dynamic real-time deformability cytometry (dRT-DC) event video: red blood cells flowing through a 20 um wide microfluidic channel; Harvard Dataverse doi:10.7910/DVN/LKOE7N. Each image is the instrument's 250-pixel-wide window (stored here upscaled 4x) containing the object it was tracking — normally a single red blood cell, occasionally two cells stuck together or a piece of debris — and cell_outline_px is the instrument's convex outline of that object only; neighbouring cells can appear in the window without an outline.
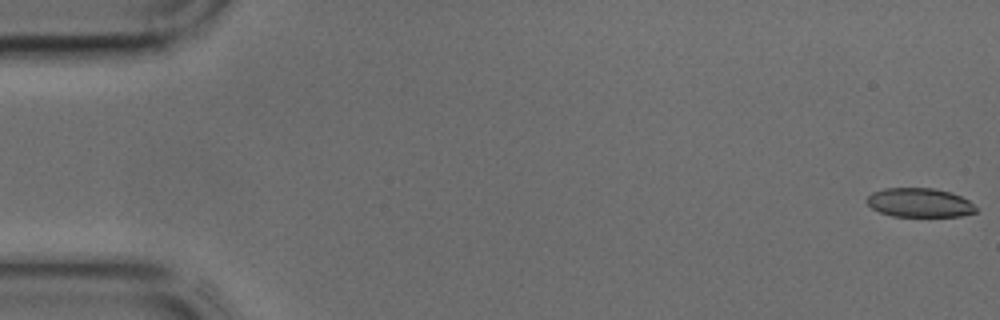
{"species": "common noctule bat (a hibernating species)", "species_latin": "Nyctalus noctula", "temperature_condition": "cold", "stored_images_in_passage": 8, "camera_frame_rate_fps": 3000, "um_per_image_px": 0.085, "animal": {"sex": "male", "body_mass_g": 17.9, "forearm_length_mm": 54.2}, "frame": {"image": 1, "passage_image": 1, "time_ms": 0.0, "image_size_px": [1000, 320], "cell_outline_px": [[976, 212], [960, 216], [892, 216], [880, 212], [872, 208], [868, 204], [868, 196], [872, 192], [884, 188], [932, 188], [952, 192], [968, 200], [976, 208]], "centroid_in_image_um": [78.16, 17.22], "position_along_channel_um": 6.8, "area_um2": 18.32}}